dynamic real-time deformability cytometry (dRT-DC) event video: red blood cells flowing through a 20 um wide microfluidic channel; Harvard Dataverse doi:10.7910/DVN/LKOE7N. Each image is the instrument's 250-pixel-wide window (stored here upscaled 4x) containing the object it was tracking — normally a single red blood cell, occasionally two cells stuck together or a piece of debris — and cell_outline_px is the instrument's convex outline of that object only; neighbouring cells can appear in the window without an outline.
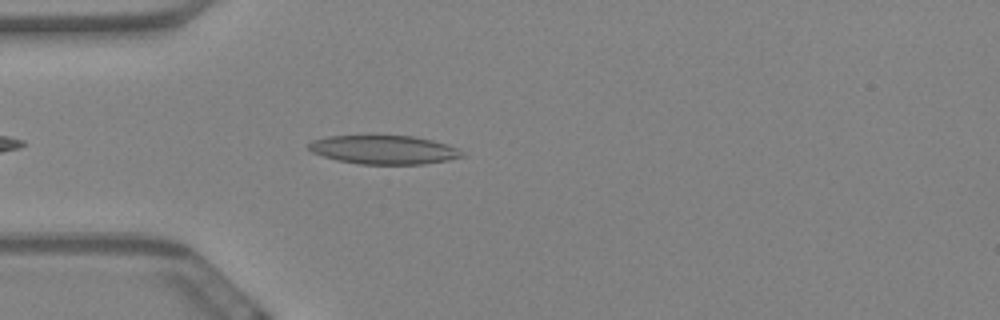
{"species": "Egyptian fruit bat (a non-hibernating species)", "species_latin": "Rousettus aegyptiacus", "temperature_condition": "warm", "stored_images_in_passage": 14, "camera_frame_rate_fps": 3000, "um_per_image_px": 0.085, "animal": {"sex": "female"}, "frame": {"image": 1, "passage_image": 5, "time_ms": 1.333, "image_size_px": [1000, 320], "cell_outline_px": [[464, 156], [448, 160], [424, 164], [360, 164], [336, 160], [312, 152], [308, 148], [308, 144], [312, 140], [328, 136], [412, 136], [432, 140], [456, 148]], "centroid_in_image_um": [32.58, 12.73], "position_along_channel_um": 52.4, "area_um2": 25.37}}
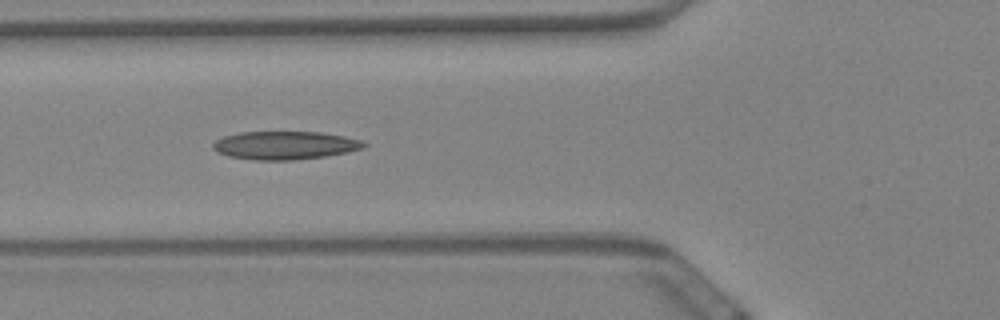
{"frame": {"image": 2, "passage_image": 10, "time_ms": 3.0, "image_size_px": [1000, 320], "cell_outline_px": [[368, 144], [364, 148], [348, 152], [324, 156], [292, 160], [252, 160], [228, 156], [216, 152], [212, 148], [212, 144], [216, 140], [224, 136], [240, 132], [320, 132], [344, 136], [364, 140]], "centroid_in_image_um": [24.22, 12.35], "position_along_channel_um": 101.6, "area_um2": 24.97}}
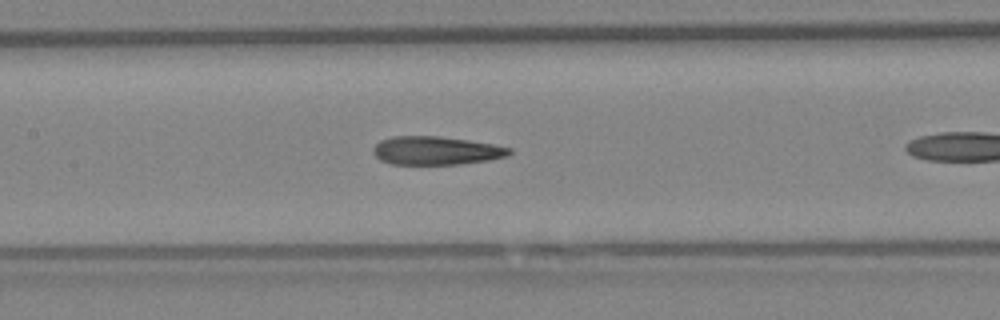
{"frame": {"image": 3, "passage_image": 12, "time_ms": 3.667, "image_size_px": [1000, 320], "cell_outline_px": [[512, 152], [508, 156], [488, 160], [460, 164], [392, 164], [380, 160], [372, 152], [372, 148], [380, 140], [392, 136], [440, 136], [468, 140], [492, 144], [512, 148]], "centroid_in_image_um": [37.05, 12.8], "position_along_channel_um": 170.3, "area_um2": 22.6}}